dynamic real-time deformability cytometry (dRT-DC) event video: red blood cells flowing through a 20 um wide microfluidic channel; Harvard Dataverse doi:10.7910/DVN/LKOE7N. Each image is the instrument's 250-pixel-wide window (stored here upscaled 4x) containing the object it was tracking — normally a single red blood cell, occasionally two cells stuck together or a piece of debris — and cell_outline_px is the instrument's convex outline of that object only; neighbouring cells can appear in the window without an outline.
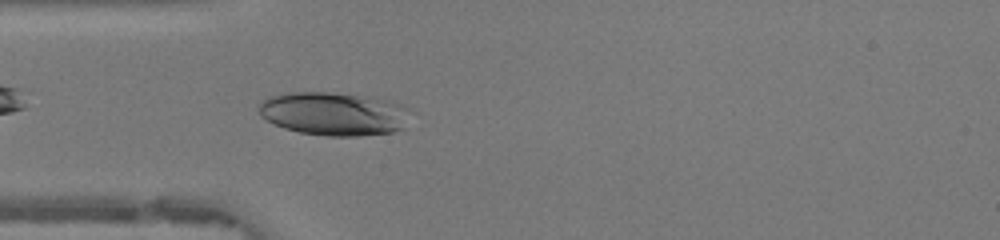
{"species": "human", "species_latin": "Homo sapiens", "temperature_condition": "warm", "stored_images_in_passage": 39, "camera_frame_rate_fps": 3000, "um_per_image_px": 0.085, "donor": {"sex": "female"}, "frame": {"image": 1, "passage_image": 5, "time_ms": 1.333, "image_size_px": [1000, 240], "cell_outline_px": [[408, 108], [404, 128], [396, 132], [360, 136], [328, 136], [300, 132], [284, 128], [260, 116], [260, 104], [268, 96], [292, 92], [328, 92], [376, 96], [404, 104]], "centroid_in_image_um": [28.43, 9.65], "position_along_channel_um": 56.6, "area_um2": 38.61}}
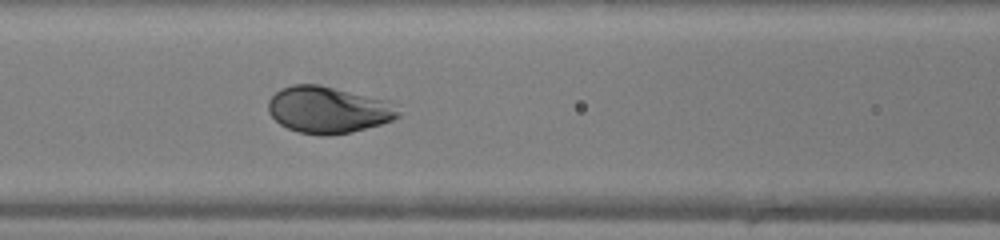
{"frame": {"image": 2, "passage_image": 11, "time_ms": 3.333, "image_size_px": [1000, 240], "cell_outline_px": [[400, 116], [392, 120], [380, 124], [352, 132], [328, 136], [320, 136], [300, 132], [288, 128], [280, 124], [268, 112], [268, 100], [280, 88], [292, 84], [316, 84], [388, 100], [400, 112]], "centroid_in_image_um": [27.88, 9.34], "position_along_channel_um": 138.7, "area_um2": 35.32}}
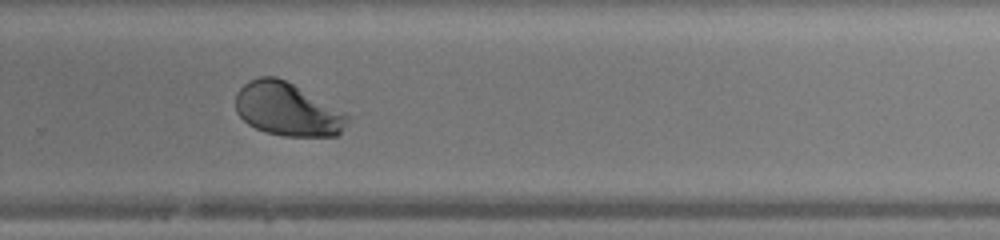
{"frame": {"image": 3, "passage_image": 23, "time_ms": 7.333, "image_size_px": [1000, 240], "cell_outline_px": [[348, 120], [340, 132], [336, 136], [284, 136], [264, 132], [248, 124], [236, 112], [236, 92], [248, 80], [260, 76], [276, 76], [348, 112]], "centroid_in_image_um": [24.42, 9.29], "position_along_channel_um": 305.4, "area_um2": 34.74}, "authors_computed_cell_mechanics": {"area_um2": 35.4314, "velocity_mm_per_s": 4.176, "shape_relaxation_time_tau1_ms": 1.6952, "shape_relaxation_time_tau2_ms": null, "deformation_change_tau1": 0.1574, "deformation_change_tau2": null}}